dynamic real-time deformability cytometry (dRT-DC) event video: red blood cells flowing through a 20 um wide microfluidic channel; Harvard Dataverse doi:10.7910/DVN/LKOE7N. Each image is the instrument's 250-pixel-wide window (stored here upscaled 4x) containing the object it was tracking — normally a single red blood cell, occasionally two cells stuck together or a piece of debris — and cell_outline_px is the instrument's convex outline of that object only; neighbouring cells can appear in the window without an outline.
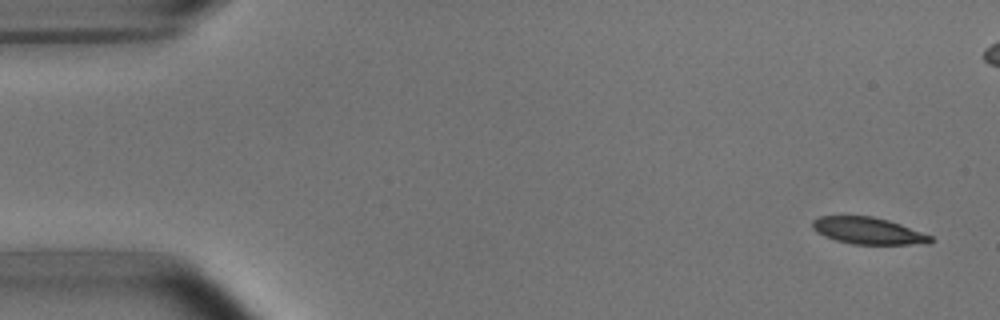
{"species": "common noctule bat (a hibernating species)", "species_latin": "Nyctalus noctula", "temperature_condition": "room temperature", "stored_images_in_passage": 6, "camera_frame_rate_fps": 3000, "um_per_image_px": 0.085, "animal": {"sex": "male", "body_mass_g": 15.6}, "frame": {"image": 1, "passage_image": 1, "time_ms": 0.0, "image_size_px": [1000, 320], "cell_outline_px": [[932, 240], [928, 244], [852, 244], [836, 240], [824, 236], [816, 232], [812, 228], [812, 220], [820, 216], [872, 216], [888, 220], [900, 224], [932, 236]], "centroid_in_image_um": [73.76, 19.61], "position_along_channel_um": 11.2, "area_um2": 18.38}}